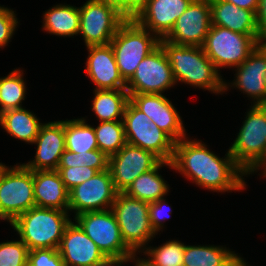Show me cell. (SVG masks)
<instances>
[{
    "label": "cell",
    "instance_id": "cell-1",
    "mask_svg": "<svg viewBox=\"0 0 266 266\" xmlns=\"http://www.w3.org/2000/svg\"><path fill=\"white\" fill-rule=\"evenodd\" d=\"M188 137L175 143L171 161L173 170L183 174L204 189L216 192L241 191L246 187L247 175L228 150L223 159L211 152L201 140Z\"/></svg>",
    "mask_w": 266,
    "mask_h": 266
},
{
    "label": "cell",
    "instance_id": "cell-2",
    "mask_svg": "<svg viewBox=\"0 0 266 266\" xmlns=\"http://www.w3.org/2000/svg\"><path fill=\"white\" fill-rule=\"evenodd\" d=\"M173 71L176 83L182 82L215 94L227 91L230 83L223 78L199 46L177 45L159 40Z\"/></svg>",
    "mask_w": 266,
    "mask_h": 266
},
{
    "label": "cell",
    "instance_id": "cell-3",
    "mask_svg": "<svg viewBox=\"0 0 266 266\" xmlns=\"http://www.w3.org/2000/svg\"><path fill=\"white\" fill-rule=\"evenodd\" d=\"M69 211L33 207L16 217L10 225L17 231L29 251L33 249H58L67 225L71 222Z\"/></svg>",
    "mask_w": 266,
    "mask_h": 266
},
{
    "label": "cell",
    "instance_id": "cell-4",
    "mask_svg": "<svg viewBox=\"0 0 266 266\" xmlns=\"http://www.w3.org/2000/svg\"><path fill=\"white\" fill-rule=\"evenodd\" d=\"M248 110L229 151L247 175L260 168L263 174L266 171V105L251 104Z\"/></svg>",
    "mask_w": 266,
    "mask_h": 266
},
{
    "label": "cell",
    "instance_id": "cell-5",
    "mask_svg": "<svg viewBox=\"0 0 266 266\" xmlns=\"http://www.w3.org/2000/svg\"><path fill=\"white\" fill-rule=\"evenodd\" d=\"M159 40L134 19L125 20L119 26L110 44L120 75L126 83L134 75L139 63L159 45Z\"/></svg>",
    "mask_w": 266,
    "mask_h": 266
},
{
    "label": "cell",
    "instance_id": "cell-6",
    "mask_svg": "<svg viewBox=\"0 0 266 266\" xmlns=\"http://www.w3.org/2000/svg\"><path fill=\"white\" fill-rule=\"evenodd\" d=\"M111 210L125 245L132 252L141 253L156 235L149 221V203L118 192Z\"/></svg>",
    "mask_w": 266,
    "mask_h": 266
},
{
    "label": "cell",
    "instance_id": "cell-7",
    "mask_svg": "<svg viewBox=\"0 0 266 266\" xmlns=\"http://www.w3.org/2000/svg\"><path fill=\"white\" fill-rule=\"evenodd\" d=\"M33 171L23 164L0 173V220L11 223L16 217L36 207L34 199Z\"/></svg>",
    "mask_w": 266,
    "mask_h": 266
},
{
    "label": "cell",
    "instance_id": "cell-8",
    "mask_svg": "<svg viewBox=\"0 0 266 266\" xmlns=\"http://www.w3.org/2000/svg\"><path fill=\"white\" fill-rule=\"evenodd\" d=\"M122 121L128 144L152 152L161 161H172L176 142L130 101L126 104Z\"/></svg>",
    "mask_w": 266,
    "mask_h": 266
},
{
    "label": "cell",
    "instance_id": "cell-9",
    "mask_svg": "<svg viewBox=\"0 0 266 266\" xmlns=\"http://www.w3.org/2000/svg\"><path fill=\"white\" fill-rule=\"evenodd\" d=\"M259 43L251 36L211 25L202 45L215 68H233L242 64Z\"/></svg>",
    "mask_w": 266,
    "mask_h": 266
},
{
    "label": "cell",
    "instance_id": "cell-10",
    "mask_svg": "<svg viewBox=\"0 0 266 266\" xmlns=\"http://www.w3.org/2000/svg\"><path fill=\"white\" fill-rule=\"evenodd\" d=\"M74 219L73 221L95 242L106 257L127 258L132 253L123 241L111 209L83 212Z\"/></svg>",
    "mask_w": 266,
    "mask_h": 266
},
{
    "label": "cell",
    "instance_id": "cell-11",
    "mask_svg": "<svg viewBox=\"0 0 266 266\" xmlns=\"http://www.w3.org/2000/svg\"><path fill=\"white\" fill-rule=\"evenodd\" d=\"M80 29L85 46L110 44L119 26L126 20L112 5L87 0L79 7Z\"/></svg>",
    "mask_w": 266,
    "mask_h": 266
},
{
    "label": "cell",
    "instance_id": "cell-12",
    "mask_svg": "<svg viewBox=\"0 0 266 266\" xmlns=\"http://www.w3.org/2000/svg\"><path fill=\"white\" fill-rule=\"evenodd\" d=\"M175 84L171 64L159 44L139 63L126 90L128 94H162Z\"/></svg>",
    "mask_w": 266,
    "mask_h": 266
},
{
    "label": "cell",
    "instance_id": "cell-13",
    "mask_svg": "<svg viewBox=\"0 0 266 266\" xmlns=\"http://www.w3.org/2000/svg\"><path fill=\"white\" fill-rule=\"evenodd\" d=\"M117 193L110 170L97 172L69 191L68 211H74L77 216L83 212L111 209Z\"/></svg>",
    "mask_w": 266,
    "mask_h": 266
},
{
    "label": "cell",
    "instance_id": "cell-14",
    "mask_svg": "<svg viewBox=\"0 0 266 266\" xmlns=\"http://www.w3.org/2000/svg\"><path fill=\"white\" fill-rule=\"evenodd\" d=\"M210 28V0H193L164 39L177 45L202 47Z\"/></svg>",
    "mask_w": 266,
    "mask_h": 266
},
{
    "label": "cell",
    "instance_id": "cell-15",
    "mask_svg": "<svg viewBox=\"0 0 266 266\" xmlns=\"http://www.w3.org/2000/svg\"><path fill=\"white\" fill-rule=\"evenodd\" d=\"M160 161L152 152L126 143L109 157L115 189L124 192L139 175L153 169Z\"/></svg>",
    "mask_w": 266,
    "mask_h": 266
},
{
    "label": "cell",
    "instance_id": "cell-16",
    "mask_svg": "<svg viewBox=\"0 0 266 266\" xmlns=\"http://www.w3.org/2000/svg\"><path fill=\"white\" fill-rule=\"evenodd\" d=\"M129 101L175 142L186 137L182 117L164 94H129Z\"/></svg>",
    "mask_w": 266,
    "mask_h": 266
},
{
    "label": "cell",
    "instance_id": "cell-17",
    "mask_svg": "<svg viewBox=\"0 0 266 266\" xmlns=\"http://www.w3.org/2000/svg\"><path fill=\"white\" fill-rule=\"evenodd\" d=\"M235 68L236 79L231 85L253 98V105H266V43L258 44Z\"/></svg>",
    "mask_w": 266,
    "mask_h": 266
},
{
    "label": "cell",
    "instance_id": "cell-18",
    "mask_svg": "<svg viewBox=\"0 0 266 266\" xmlns=\"http://www.w3.org/2000/svg\"><path fill=\"white\" fill-rule=\"evenodd\" d=\"M32 144L37 145L34 160L23 165L32 171L57 170L66 150L64 121L44 123Z\"/></svg>",
    "mask_w": 266,
    "mask_h": 266
},
{
    "label": "cell",
    "instance_id": "cell-19",
    "mask_svg": "<svg viewBox=\"0 0 266 266\" xmlns=\"http://www.w3.org/2000/svg\"><path fill=\"white\" fill-rule=\"evenodd\" d=\"M86 74L96 85L95 90L126 89V82L117 67L111 44L87 46Z\"/></svg>",
    "mask_w": 266,
    "mask_h": 266
},
{
    "label": "cell",
    "instance_id": "cell-20",
    "mask_svg": "<svg viewBox=\"0 0 266 266\" xmlns=\"http://www.w3.org/2000/svg\"><path fill=\"white\" fill-rule=\"evenodd\" d=\"M65 266H91L106 256L75 222L67 225L58 248Z\"/></svg>",
    "mask_w": 266,
    "mask_h": 266
},
{
    "label": "cell",
    "instance_id": "cell-21",
    "mask_svg": "<svg viewBox=\"0 0 266 266\" xmlns=\"http://www.w3.org/2000/svg\"><path fill=\"white\" fill-rule=\"evenodd\" d=\"M193 0H147L145 8L134 19L140 26L164 38L176 20L184 13Z\"/></svg>",
    "mask_w": 266,
    "mask_h": 266
},
{
    "label": "cell",
    "instance_id": "cell-22",
    "mask_svg": "<svg viewBox=\"0 0 266 266\" xmlns=\"http://www.w3.org/2000/svg\"><path fill=\"white\" fill-rule=\"evenodd\" d=\"M211 25L221 26L240 34L251 35L258 43L256 14L226 0H210Z\"/></svg>",
    "mask_w": 266,
    "mask_h": 266
},
{
    "label": "cell",
    "instance_id": "cell-23",
    "mask_svg": "<svg viewBox=\"0 0 266 266\" xmlns=\"http://www.w3.org/2000/svg\"><path fill=\"white\" fill-rule=\"evenodd\" d=\"M34 199L36 207L69 209V191L57 170L33 171Z\"/></svg>",
    "mask_w": 266,
    "mask_h": 266
},
{
    "label": "cell",
    "instance_id": "cell-24",
    "mask_svg": "<svg viewBox=\"0 0 266 266\" xmlns=\"http://www.w3.org/2000/svg\"><path fill=\"white\" fill-rule=\"evenodd\" d=\"M163 166L173 168L171 162L160 161L153 169L139 175L124 193L147 203L164 198L170 189L158 172Z\"/></svg>",
    "mask_w": 266,
    "mask_h": 266
},
{
    "label": "cell",
    "instance_id": "cell-25",
    "mask_svg": "<svg viewBox=\"0 0 266 266\" xmlns=\"http://www.w3.org/2000/svg\"><path fill=\"white\" fill-rule=\"evenodd\" d=\"M0 125L12 137L32 145L43 124L30 110L21 108L0 113Z\"/></svg>",
    "mask_w": 266,
    "mask_h": 266
},
{
    "label": "cell",
    "instance_id": "cell-26",
    "mask_svg": "<svg viewBox=\"0 0 266 266\" xmlns=\"http://www.w3.org/2000/svg\"><path fill=\"white\" fill-rule=\"evenodd\" d=\"M43 30L57 36L72 37L78 35L80 29L79 7L71 5H55L43 15Z\"/></svg>",
    "mask_w": 266,
    "mask_h": 266
},
{
    "label": "cell",
    "instance_id": "cell-27",
    "mask_svg": "<svg viewBox=\"0 0 266 266\" xmlns=\"http://www.w3.org/2000/svg\"><path fill=\"white\" fill-rule=\"evenodd\" d=\"M92 111L99 122L118 121L123 119L124 110L129 101L126 89L93 90ZM120 118V119H119Z\"/></svg>",
    "mask_w": 266,
    "mask_h": 266
},
{
    "label": "cell",
    "instance_id": "cell-28",
    "mask_svg": "<svg viewBox=\"0 0 266 266\" xmlns=\"http://www.w3.org/2000/svg\"><path fill=\"white\" fill-rule=\"evenodd\" d=\"M238 255L220 246L185 245V266H229Z\"/></svg>",
    "mask_w": 266,
    "mask_h": 266
},
{
    "label": "cell",
    "instance_id": "cell-29",
    "mask_svg": "<svg viewBox=\"0 0 266 266\" xmlns=\"http://www.w3.org/2000/svg\"><path fill=\"white\" fill-rule=\"evenodd\" d=\"M85 118L64 120L66 150L85 153L98 149L94 127L86 123Z\"/></svg>",
    "mask_w": 266,
    "mask_h": 266
},
{
    "label": "cell",
    "instance_id": "cell-30",
    "mask_svg": "<svg viewBox=\"0 0 266 266\" xmlns=\"http://www.w3.org/2000/svg\"><path fill=\"white\" fill-rule=\"evenodd\" d=\"M26 83L23 70L14 69L7 76L0 78V113L9 109H21L25 100Z\"/></svg>",
    "mask_w": 266,
    "mask_h": 266
},
{
    "label": "cell",
    "instance_id": "cell-31",
    "mask_svg": "<svg viewBox=\"0 0 266 266\" xmlns=\"http://www.w3.org/2000/svg\"><path fill=\"white\" fill-rule=\"evenodd\" d=\"M94 132L98 149L108 157L116 154L127 143L122 120L100 122L94 127Z\"/></svg>",
    "mask_w": 266,
    "mask_h": 266
},
{
    "label": "cell",
    "instance_id": "cell-32",
    "mask_svg": "<svg viewBox=\"0 0 266 266\" xmlns=\"http://www.w3.org/2000/svg\"><path fill=\"white\" fill-rule=\"evenodd\" d=\"M87 166L101 172L109 169V157L99 149L75 153L65 150L62 153L58 168Z\"/></svg>",
    "mask_w": 266,
    "mask_h": 266
},
{
    "label": "cell",
    "instance_id": "cell-33",
    "mask_svg": "<svg viewBox=\"0 0 266 266\" xmlns=\"http://www.w3.org/2000/svg\"><path fill=\"white\" fill-rule=\"evenodd\" d=\"M185 245L179 240H169L158 247H147L143 250L154 264L158 266H182Z\"/></svg>",
    "mask_w": 266,
    "mask_h": 266
},
{
    "label": "cell",
    "instance_id": "cell-34",
    "mask_svg": "<svg viewBox=\"0 0 266 266\" xmlns=\"http://www.w3.org/2000/svg\"><path fill=\"white\" fill-rule=\"evenodd\" d=\"M29 249L20 239L0 243V266H25Z\"/></svg>",
    "mask_w": 266,
    "mask_h": 266
},
{
    "label": "cell",
    "instance_id": "cell-35",
    "mask_svg": "<svg viewBox=\"0 0 266 266\" xmlns=\"http://www.w3.org/2000/svg\"><path fill=\"white\" fill-rule=\"evenodd\" d=\"M25 266H65L58 249H33L28 253Z\"/></svg>",
    "mask_w": 266,
    "mask_h": 266
},
{
    "label": "cell",
    "instance_id": "cell-36",
    "mask_svg": "<svg viewBox=\"0 0 266 266\" xmlns=\"http://www.w3.org/2000/svg\"><path fill=\"white\" fill-rule=\"evenodd\" d=\"M57 171L68 191L89 180L97 173L95 169L87 166L58 168Z\"/></svg>",
    "mask_w": 266,
    "mask_h": 266
},
{
    "label": "cell",
    "instance_id": "cell-37",
    "mask_svg": "<svg viewBox=\"0 0 266 266\" xmlns=\"http://www.w3.org/2000/svg\"><path fill=\"white\" fill-rule=\"evenodd\" d=\"M17 20L13 10L0 6V48L10 42L19 23Z\"/></svg>",
    "mask_w": 266,
    "mask_h": 266
},
{
    "label": "cell",
    "instance_id": "cell-38",
    "mask_svg": "<svg viewBox=\"0 0 266 266\" xmlns=\"http://www.w3.org/2000/svg\"><path fill=\"white\" fill-rule=\"evenodd\" d=\"M165 198H161L157 201L151 202L149 203V221H150V225L151 228L154 230V232L156 234H158V232H160L161 229H163L165 220L167 219L168 216H170V214L172 213L171 208L169 210V212L164 214V208H166V204L165 203ZM168 215V216H167Z\"/></svg>",
    "mask_w": 266,
    "mask_h": 266
},
{
    "label": "cell",
    "instance_id": "cell-39",
    "mask_svg": "<svg viewBox=\"0 0 266 266\" xmlns=\"http://www.w3.org/2000/svg\"><path fill=\"white\" fill-rule=\"evenodd\" d=\"M147 0H116L112 5L126 20L135 19L145 8Z\"/></svg>",
    "mask_w": 266,
    "mask_h": 266
},
{
    "label": "cell",
    "instance_id": "cell-40",
    "mask_svg": "<svg viewBox=\"0 0 266 266\" xmlns=\"http://www.w3.org/2000/svg\"><path fill=\"white\" fill-rule=\"evenodd\" d=\"M256 23L259 44L266 43V0H259V6L256 12Z\"/></svg>",
    "mask_w": 266,
    "mask_h": 266
},
{
    "label": "cell",
    "instance_id": "cell-41",
    "mask_svg": "<svg viewBox=\"0 0 266 266\" xmlns=\"http://www.w3.org/2000/svg\"><path fill=\"white\" fill-rule=\"evenodd\" d=\"M239 8L253 11L255 14L258 10L259 0H226Z\"/></svg>",
    "mask_w": 266,
    "mask_h": 266
},
{
    "label": "cell",
    "instance_id": "cell-42",
    "mask_svg": "<svg viewBox=\"0 0 266 266\" xmlns=\"http://www.w3.org/2000/svg\"><path fill=\"white\" fill-rule=\"evenodd\" d=\"M127 263V258L106 257L103 261L91 266H121Z\"/></svg>",
    "mask_w": 266,
    "mask_h": 266
},
{
    "label": "cell",
    "instance_id": "cell-43",
    "mask_svg": "<svg viewBox=\"0 0 266 266\" xmlns=\"http://www.w3.org/2000/svg\"><path fill=\"white\" fill-rule=\"evenodd\" d=\"M136 252H132L128 257H127V262L135 261V266H158L156 264H154L150 259H148L147 257H145V259L143 258H136ZM147 258V259H146Z\"/></svg>",
    "mask_w": 266,
    "mask_h": 266
},
{
    "label": "cell",
    "instance_id": "cell-44",
    "mask_svg": "<svg viewBox=\"0 0 266 266\" xmlns=\"http://www.w3.org/2000/svg\"><path fill=\"white\" fill-rule=\"evenodd\" d=\"M229 266H248L243 258L238 256Z\"/></svg>",
    "mask_w": 266,
    "mask_h": 266
},
{
    "label": "cell",
    "instance_id": "cell-45",
    "mask_svg": "<svg viewBox=\"0 0 266 266\" xmlns=\"http://www.w3.org/2000/svg\"><path fill=\"white\" fill-rule=\"evenodd\" d=\"M97 1H100V2H103V3H106V4L113 5L116 0H97Z\"/></svg>",
    "mask_w": 266,
    "mask_h": 266
},
{
    "label": "cell",
    "instance_id": "cell-46",
    "mask_svg": "<svg viewBox=\"0 0 266 266\" xmlns=\"http://www.w3.org/2000/svg\"><path fill=\"white\" fill-rule=\"evenodd\" d=\"M4 166H5L4 164L0 163V173H1Z\"/></svg>",
    "mask_w": 266,
    "mask_h": 266
},
{
    "label": "cell",
    "instance_id": "cell-47",
    "mask_svg": "<svg viewBox=\"0 0 266 266\" xmlns=\"http://www.w3.org/2000/svg\"><path fill=\"white\" fill-rule=\"evenodd\" d=\"M262 176L266 177V171L262 174Z\"/></svg>",
    "mask_w": 266,
    "mask_h": 266
}]
</instances>
